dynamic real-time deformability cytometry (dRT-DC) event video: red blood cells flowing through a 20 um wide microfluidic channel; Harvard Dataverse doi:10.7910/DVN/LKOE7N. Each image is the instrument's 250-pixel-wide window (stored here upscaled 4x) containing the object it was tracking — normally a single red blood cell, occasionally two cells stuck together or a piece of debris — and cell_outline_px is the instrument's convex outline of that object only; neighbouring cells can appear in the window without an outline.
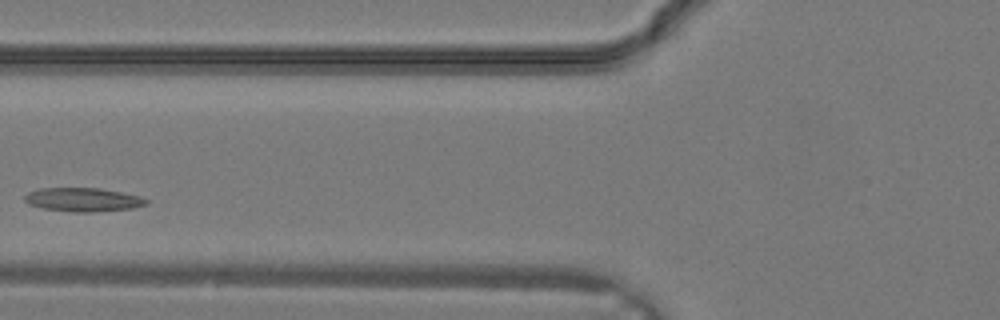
{"species": "common noctule bat (a hibernating species)", "species_latin": "Nyctalus noctula", "temperature_condition": "warm", "stored_images_in_passage": 9, "camera_frame_rate_fps": 3000, "um_per_image_px": 0.085, "animal": {"sex": "male", "body_mass_g": 19.2, "forearm_length_mm": 51.8}, "frame": {"image": 1, "passage_image": 6, "time_ms": 1.667, "image_size_px": [1000, 320], "cell_outline_px": [[148, 204], [132, 208], [92, 212], [72, 212], [44, 208], [28, 204], [24, 200], [24, 196], [28, 192], [40, 188], [100, 188], [140, 196], [148, 200]], "centroid_in_image_um": [7.05, 16.97], "position_along_channel_um": 118.8, "area_um2": 16.76}}
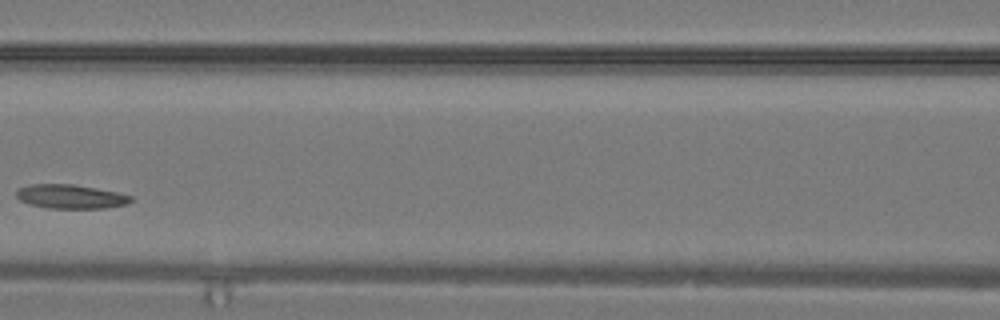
{"frame": {"image": 2, "passage_image": 8, "time_ms": 2.333, "image_size_px": [1000, 320], "cell_outline_px": [[132, 200], [128, 204], [104, 208], [48, 208], [28, 204], [20, 200], [16, 196], [16, 192], [20, 188], [32, 184], [76, 184], [116, 192], [132, 196]], "centroid_in_image_um": [6.0, 16.71], "position_along_channel_um": 160.6, "area_um2": 16.01}}